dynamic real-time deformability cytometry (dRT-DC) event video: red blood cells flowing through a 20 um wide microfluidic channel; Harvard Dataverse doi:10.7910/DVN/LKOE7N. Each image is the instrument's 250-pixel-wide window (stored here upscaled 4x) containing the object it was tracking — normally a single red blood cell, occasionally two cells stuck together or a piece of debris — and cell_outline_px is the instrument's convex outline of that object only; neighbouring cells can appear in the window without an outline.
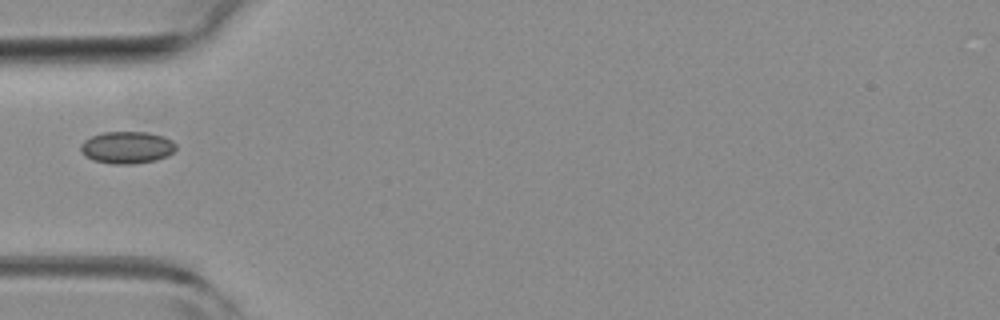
{"species": "common noctule bat (a hibernating species)", "species_latin": "Nyctalus noctula", "temperature_condition": "room temperature", "stored_images_in_passage": 33, "camera_frame_rate_fps": 3000, "um_per_image_px": 0.085, "animal": {"sex": "female", "body_mass_g": 19.3, "forearm_length_mm": 54.1}, "frame": {"image": 1, "passage_image": 1, "time_ms": 0.0, "image_size_px": [1000, 320], "cell_outline_px": [[176, 148], [168, 156], [156, 160], [132, 164], [112, 164], [92, 160], [80, 152], [80, 144], [84, 140], [92, 136], [104, 132], [148, 132], [164, 136], [172, 140], [176, 144]], "centroid_in_image_um": [10.79, 12.53], "position_along_channel_um": 74.2, "area_um2": 17.98}}
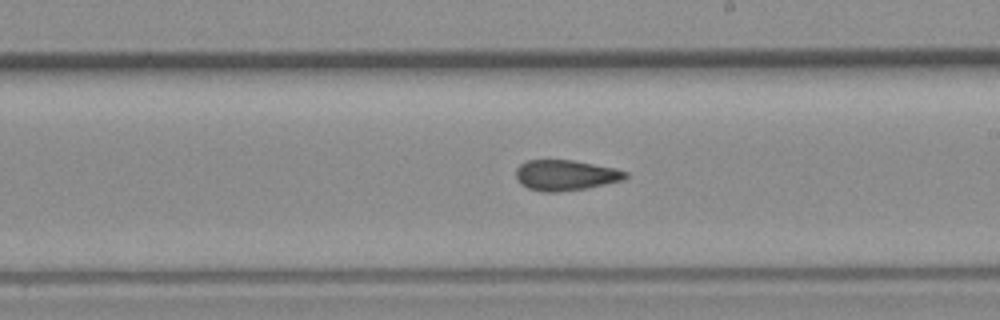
{"frame": {"image": 2, "passage_image": 10, "time_ms": 3.0, "image_size_px": [1000, 320], "cell_outline_px": [[628, 176], [624, 180], [588, 188], [556, 192], [544, 192], [528, 188], [520, 184], [516, 180], [516, 168], [520, 164], [528, 160], [572, 160], [612, 168], [628, 172]], "centroid_in_image_um": [48.04, 14.9], "position_along_channel_um": 241.0, "area_um2": 19.48}}
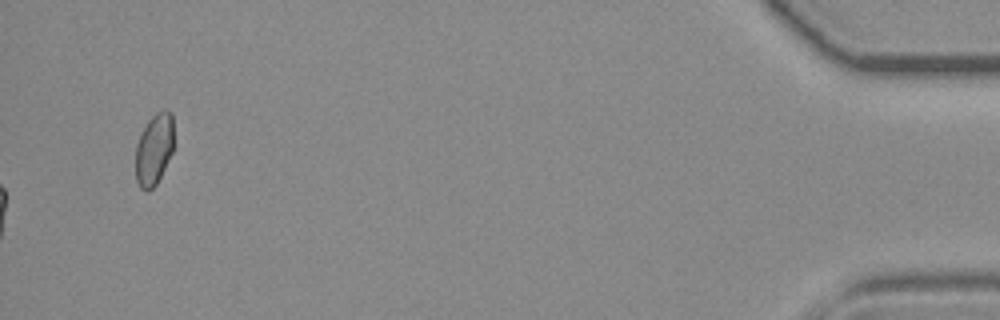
{"frame": {"image": 3, "passage_image": 33, "time_ms": 10.667, "image_size_px": [1000, 320], "cell_outline_px": [[172, 152], [156, 184], [148, 192], [144, 192], [140, 188], [136, 180], [136, 144], [140, 132], [148, 120], [156, 112], [164, 108], [168, 108], [172, 112]], "centroid_in_image_um": [13.07, 12.66], "position_along_channel_um": 422.1, "area_um2": 16.01}}